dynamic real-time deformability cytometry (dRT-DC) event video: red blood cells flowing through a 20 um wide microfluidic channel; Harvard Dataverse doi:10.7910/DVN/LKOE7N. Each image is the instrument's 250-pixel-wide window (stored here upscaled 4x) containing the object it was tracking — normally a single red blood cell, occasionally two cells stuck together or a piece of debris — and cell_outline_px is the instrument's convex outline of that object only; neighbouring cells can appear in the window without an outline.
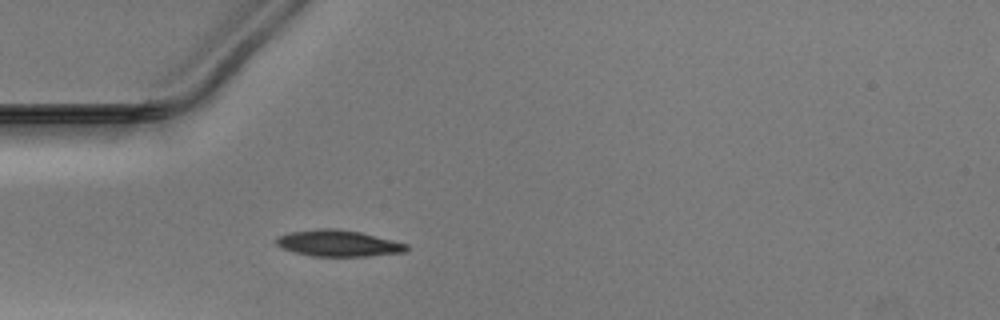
{"species": "Egyptian fruit bat (a non-hibernating species)", "species_latin": "Rousettus aegyptiacus", "temperature_condition": "warm", "stored_images_in_passage": 51, "camera_frame_rate_fps": 3000, "um_per_image_px": 0.085, "animal": {"sex": "male"}, "frame": {"image": 1, "passage_image": 15, "time_ms": 4.667, "image_size_px": [1000, 320], "cell_outline_px": [[408, 248], [404, 252], [368, 256], [312, 256], [296, 252], [284, 248], [276, 244], [276, 240], [280, 236], [288, 232], [316, 228], [340, 228], [360, 232], [408, 244]], "centroid_in_image_um": [28.76, 20.66], "position_along_channel_um": 56.2, "area_um2": 19.88}}
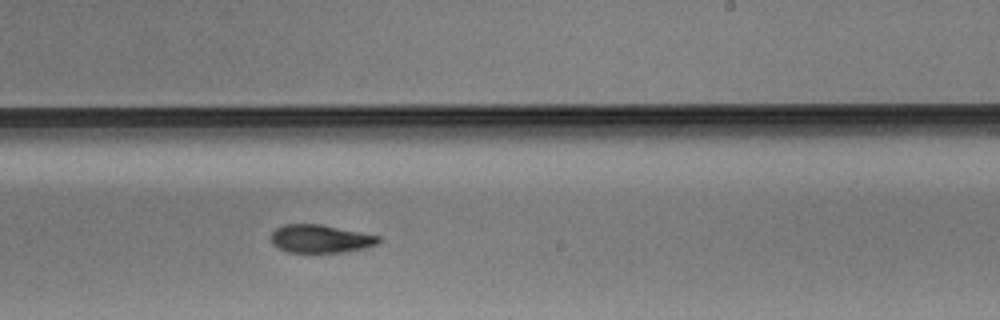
{"frame": {"image": 2, "passage_image": 31, "time_ms": 10.0, "image_size_px": [1000, 320], "cell_outline_px": [[380, 240], [376, 244], [364, 248], [340, 252], [288, 252], [272, 244], [272, 232], [276, 228], [284, 224], [320, 224], [380, 236]], "centroid_in_image_um": [27.22, 20.29], "position_along_channel_um": 261.8, "area_um2": 17.34}}
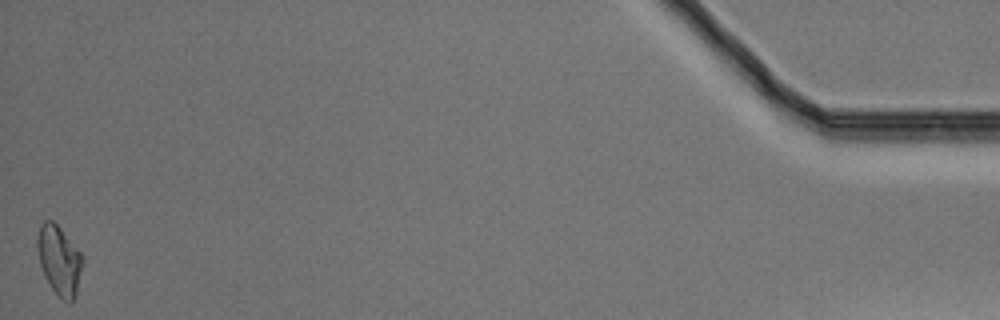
{"frame": {"image": 3, "passage_image": 51, "time_ms": 16.667, "image_size_px": [1000, 320], "cell_outline_px": [[84, 260], [76, 292], [72, 300], [68, 304], [48, 284], [44, 276], [40, 264], [36, 248], [36, 240], [40, 224], [44, 220], [52, 220], [60, 228], [84, 256]], "centroid_in_image_um": [5.02, 22.09], "position_along_channel_um": 430.2, "area_um2": 18.26}}